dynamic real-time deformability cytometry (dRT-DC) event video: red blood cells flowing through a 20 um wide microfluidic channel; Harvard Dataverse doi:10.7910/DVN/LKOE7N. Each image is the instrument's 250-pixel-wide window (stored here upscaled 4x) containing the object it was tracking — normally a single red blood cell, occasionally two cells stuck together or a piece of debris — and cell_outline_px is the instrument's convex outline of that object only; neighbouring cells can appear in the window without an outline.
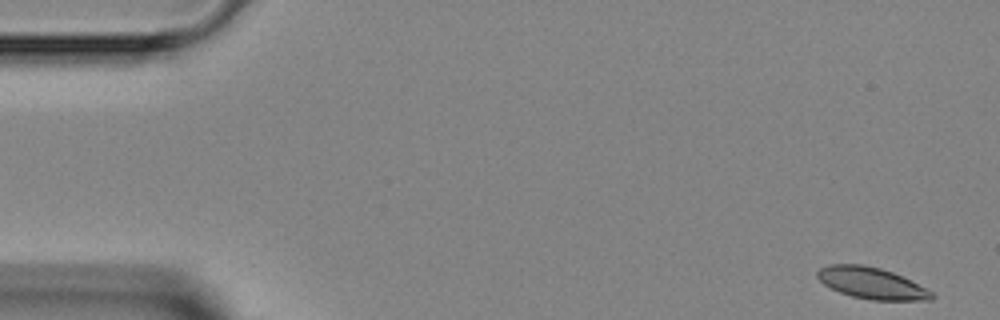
{"species": "Egyptian fruit bat (a non-hibernating species)", "species_latin": "Rousettus aegyptiacus", "temperature_condition": "room temperature", "stored_images_in_passage": 47, "segment_of_instrument_passage": [1, 2], "camera_frame_rate_fps": 3000, "um_per_image_px": 0.085, "animal": {"sex": "female"}, "frame": {"image": 1, "passage_image": 1, "time_ms": 0.0, "image_size_px": [1000, 320], "cell_outline_px": [[936, 296], [932, 300], [872, 300], [852, 296], [840, 292], [824, 284], [816, 276], [816, 272], [820, 268], [828, 264], [864, 264], [880, 268], [892, 272], [932, 292]], "centroid_in_image_um": [74.05, 24.06], "position_along_channel_um": 11.0, "area_um2": 20.69}}
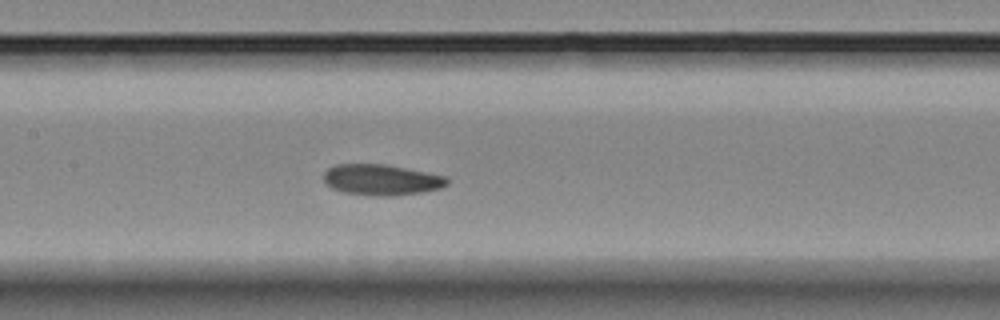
{"frame": {"image": 2, "passage_image": 21, "time_ms": 6.667, "image_size_px": [1000, 320], "cell_outline_px": [[448, 184], [440, 188], [420, 192], [396, 196], [384, 196], [344, 192], [332, 188], [324, 180], [324, 172], [328, 168], [336, 164], [388, 164], [444, 176], [448, 180]], "centroid_in_image_um": [32.41, 15.27], "position_along_channel_um": 175.0, "area_um2": 21.96}}
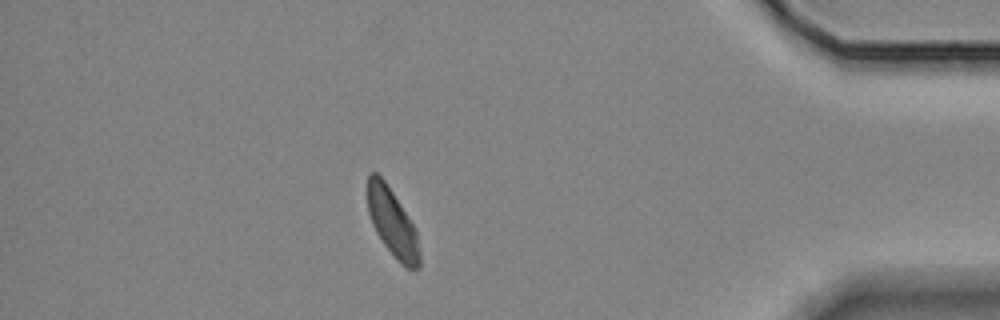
{"frame": {"image": 3, "passage_image": 40, "time_ms": 13.0, "image_size_px": [1000, 320], "cell_outline_px": [[420, 268], [404, 268], [396, 260], [384, 244], [376, 232], [372, 224], [368, 212], [364, 188], [368, 172], [376, 172], [384, 180], [392, 192], [412, 224], [416, 232], [420, 252]], "centroid_in_image_um": [33.28, 18.89], "position_along_channel_um": 401.9, "area_um2": 20.81}}